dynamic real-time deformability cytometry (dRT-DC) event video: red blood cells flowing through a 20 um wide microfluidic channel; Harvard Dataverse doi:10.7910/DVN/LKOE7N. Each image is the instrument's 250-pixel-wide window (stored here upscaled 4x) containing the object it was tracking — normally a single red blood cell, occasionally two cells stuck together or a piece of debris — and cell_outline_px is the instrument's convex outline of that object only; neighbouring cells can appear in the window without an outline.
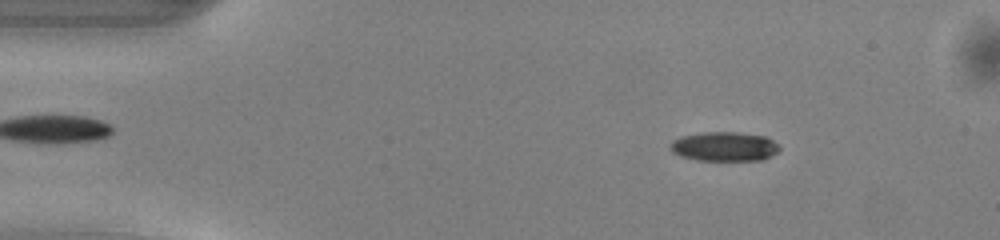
{"species": "common noctule bat (a hibernating species)", "species_latin": "Nyctalus noctula", "temperature_condition": "warm", "stored_images_in_passage": 50, "camera_frame_rate_fps": 3000, "um_per_image_px": 0.085, "animal": {"sex": "male", "body_mass_g": 13.0, "forearm_length_mm": 53.1}, "frame": {"image": 1, "passage_image": 7, "time_ms": 2.0, "image_size_px": [1000, 240], "cell_outline_px": [[780, 148], [772, 156], [764, 160], [696, 160], [680, 156], [672, 152], [672, 140], [680, 136], [704, 132], [736, 132], [768, 136]], "centroid_in_image_um": [61.58, 12.45], "position_along_channel_um": 23.4, "area_um2": 18.67}}
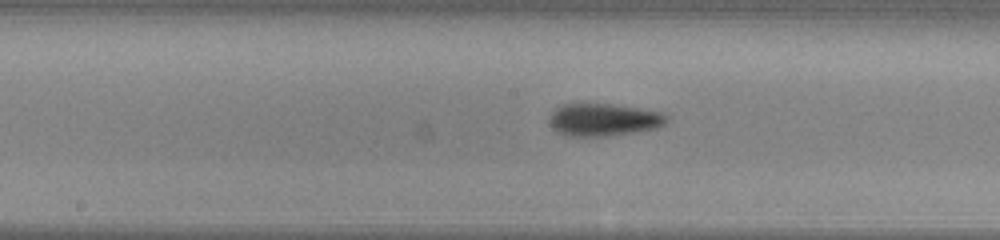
{"frame": {"image": 2, "passage_image": 25, "time_ms": 8.0, "image_size_px": [1000, 240], "cell_outline_px": [[668, 120], [664, 124], [656, 128], [636, 132], [608, 136], [564, 136], [556, 132], [548, 124], [548, 116], [556, 108], [564, 104], [612, 104], [640, 108], [664, 112], [668, 116]], "centroid_in_image_um": [51.29, 10.18], "position_along_channel_um": 196.9, "area_um2": 22.6}}
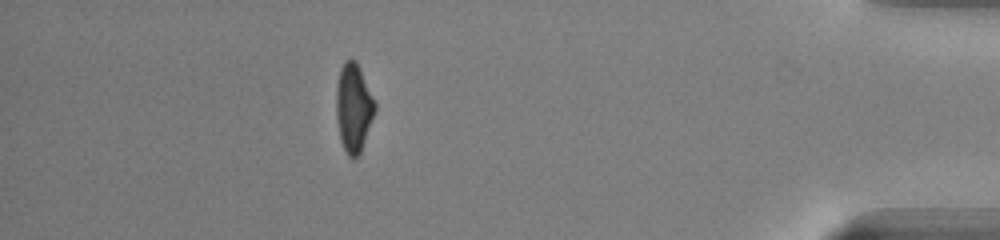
{"frame": {"image": 3, "passage_image": 44, "time_ms": 14.333, "image_size_px": [1000, 240], "cell_outline_px": [[376, 112], [360, 152], [356, 156], [348, 156], [340, 140], [336, 120], [336, 88], [340, 68], [344, 60], [356, 60], [360, 68], [376, 104]], "centroid_in_image_um": [30.05, 9.13], "position_along_channel_um": 405.2, "area_um2": 19.94}, "authors_computed_cell_mechanics": {"area_um2": 20.4034, "velocity_mm_per_s": 4.1183, "shape_relaxation_time_tau1_ms": 3.0035, "shape_relaxation_time_tau2_ms": 4.8497, "deformation_change_tau1": 0.162, "deformation_change_tau2": 0.1409}}